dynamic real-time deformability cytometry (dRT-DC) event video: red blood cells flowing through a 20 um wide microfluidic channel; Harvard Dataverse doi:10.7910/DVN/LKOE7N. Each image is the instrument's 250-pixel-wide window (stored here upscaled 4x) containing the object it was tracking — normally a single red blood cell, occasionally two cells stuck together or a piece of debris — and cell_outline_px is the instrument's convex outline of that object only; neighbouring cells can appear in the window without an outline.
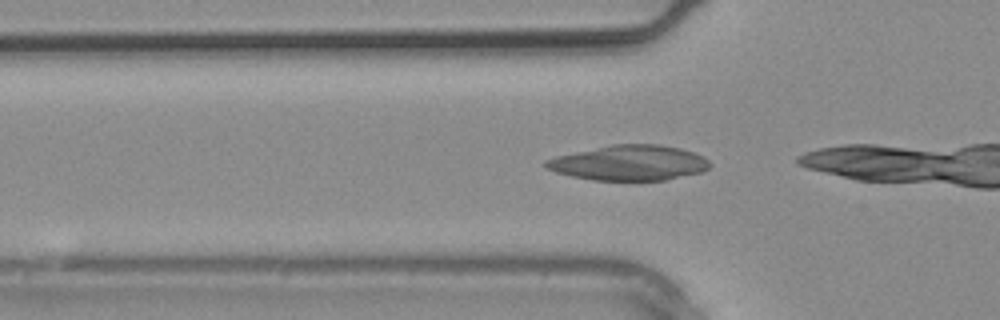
{"species": "common noctule bat (a hibernating species)", "species_latin": "Nyctalus noctula", "temperature_condition": "warm", "stored_images_in_passage": 4, "camera_frame_rate_fps": 3000, "um_per_image_px": 0.085, "animal": {"sex": "male", "body_mass_g": 20.4}, "frame": {"image": 1, "passage_image": 3, "time_ms": 0.667, "image_size_px": [1000, 320], "cell_outline_px": [[712, 164], [708, 168], [700, 172], [664, 180], [592, 180], [572, 176], [556, 172], [548, 168], [544, 164], [544, 160], [556, 156], [612, 144], [660, 144], [680, 148], [704, 156]], "centroid_in_image_um": [53.49, 13.83], "position_along_channel_um": 72.3, "area_um2": 33.47}}